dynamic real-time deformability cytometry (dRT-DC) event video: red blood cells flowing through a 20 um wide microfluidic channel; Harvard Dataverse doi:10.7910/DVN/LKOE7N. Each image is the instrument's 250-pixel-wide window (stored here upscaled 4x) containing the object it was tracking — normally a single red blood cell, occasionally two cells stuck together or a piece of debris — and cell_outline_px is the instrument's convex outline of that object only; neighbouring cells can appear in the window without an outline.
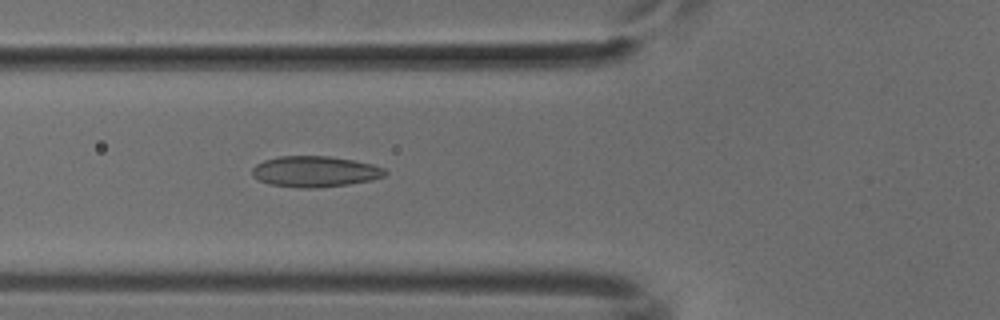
{"species": "common noctule bat (a hibernating species)", "species_latin": "Nyctalus noctula", "temperature_condition": "cold", "stored_images_in_passage": 52, "camera_frame_rate_fps": 3000, "um_per_image_px": 0.085, "animal": {"sex": "male", "body_mass_g": 18.8}, "frame": {"image": 1, "passage_image": 19, "time_ms": 6.0, "image_size_px": [1000, 320], "cell_outline_px": [[388, 172], [384, 176], [372, 180], [348, 184], [316, 188], [300, 188], [268, 184], [252, 176], [252, 168], [256, 164], [264, 160], [280, 156], [328, 156], [352, 160], [372, 164], [384, 168]], "centroid_in_image_um": [26.76, 14.58], "position_along_channel_um": 99.0, "area_um2": 23.93}}
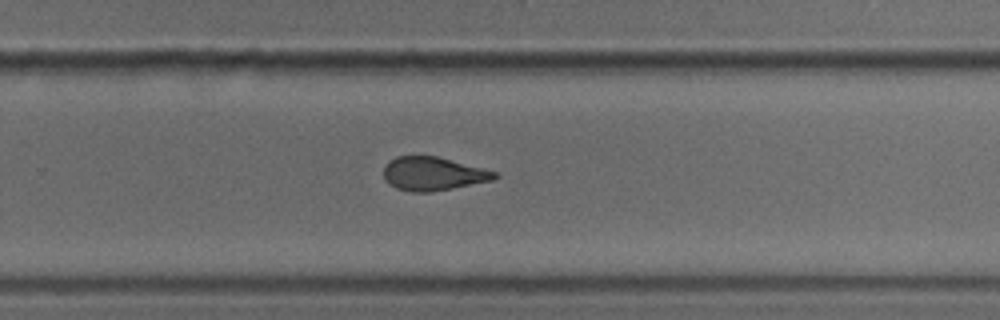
{"frame": {"image": 2, "passage_image": 34, "time_ms": 11.0, "image_size_px": [1000, 320], "cell_outline_px": [[500, 176], [492, 180], [452, 188], [428, 192], [412, 192], [396, 188], [388, 184], [384, 180], [384, 168], [388, 160], [396, 156], [436, 156], [496, 172]], "centroid_in_image_um": [36.75, 14.77], "position_along_channel_um": 293.0, "area_um2": 21.5}}
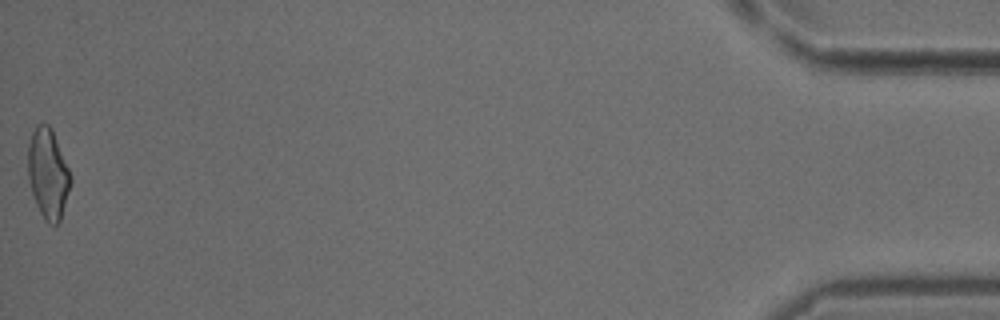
{"frame": {"image": 3, "passage_image": 52, "time_ms": 17.0, "image_size_px": [1000, 320], "cell_outline_px": [[72, 184], [60, 220], [56, 224], [48, 224], [44, 220], [36, 204], [28, 180], [28, 144], [32, 132], [36, 124], [48, 124], [52, 128], [72, 176]], "centroid_in_image_um": [4.09, 14.75], "position_along_channel_um": 431.1, "area_um2": 22.6}}